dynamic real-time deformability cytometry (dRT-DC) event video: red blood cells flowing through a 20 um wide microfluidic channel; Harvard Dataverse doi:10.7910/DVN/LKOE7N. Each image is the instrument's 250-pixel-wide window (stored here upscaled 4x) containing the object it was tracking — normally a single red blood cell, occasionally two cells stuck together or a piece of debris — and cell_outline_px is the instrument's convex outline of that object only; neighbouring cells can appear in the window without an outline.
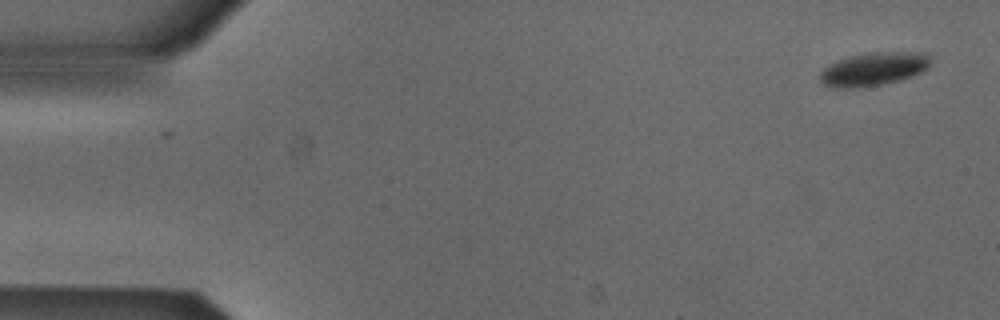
{"species": "Egyptian fruit bat (a non-hibernating species)", "species_latin": "Rousettus aegyptiacus", "temperature_condition": "cold", "stored_images_in_passage": 6, "camera_frame_rate_fps": 3000, "um_per_image_px": 0.085, "animal": {"sex": "male"}, "frame": {"image": 1, "passage_image": 1, "time_ms": 0.0, "image_size_px": [1000, 320], "cell_outline_px": [[932, 64], [928, 68], [912, 76], [900, 80], [880, 84], [852, 88], [832, 88], [824, 84], [820, 80], [820, 72], [828, 64], [836, 60], [848, 56], [868, 52], [928, 52], [932, 56]], "centroid_in_image_um": [74.29, 5.84], "position_along_channel_um": 10.7, "area_um2": 21.85}}
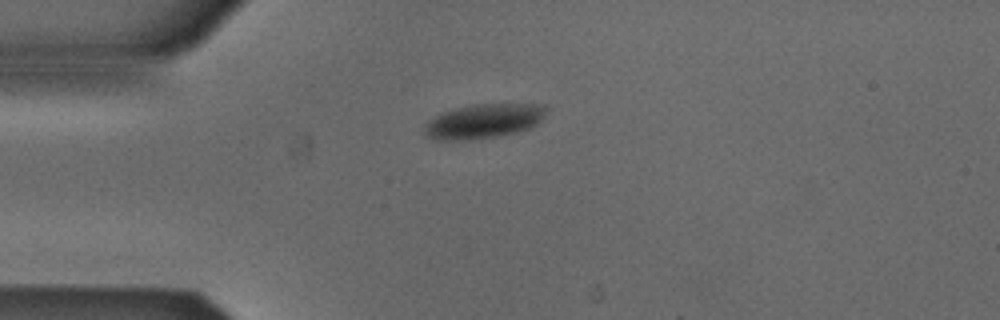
{"frame": {"image": 2, "passage_image": 4, "time_ms": 1.0, "image_size_px": [1000, 320], "cell_outline_px": [[548, 108], [544, 116], [536, 124], [528, 128], [516, 132], [496, 136], [468, 140], [440, 140], [424, 136], [424, 128], [428, 120], [444, 112], [456, 108], [472, 104], [544, 104]], "centroid_in_image_um": [41.1, 10.29], "position_along_channel_um": 43.9, "area_um2": 24.33}}
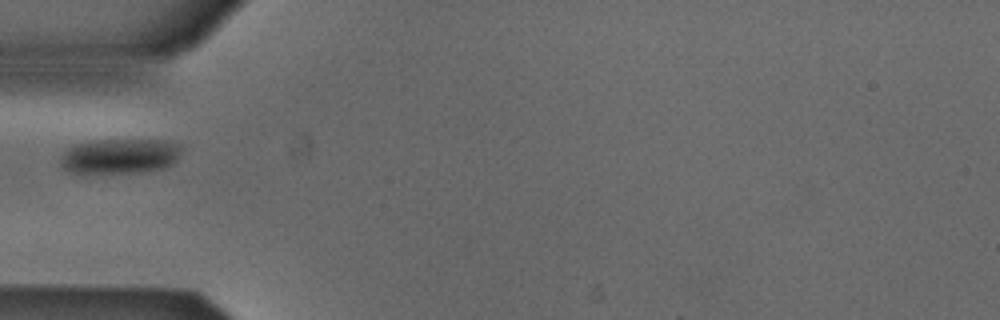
{"frame": {"image": 3, "passage_image": 5, "time_ms": 1.333, "image_size_px": [1000, 320], "cell_outline_px": [[184, 148], [180, 156], [172, 164], [164, 168], [144, 172], [96, 176], [68, 172], [60, 164], [60, 156], [72, 144], [88, 140], [164, 140], [180, 144]], "centroid_in_image_um": [10.15, 13.31], "position_along_channel_um": 74.9, "area_um2": 26.13}}